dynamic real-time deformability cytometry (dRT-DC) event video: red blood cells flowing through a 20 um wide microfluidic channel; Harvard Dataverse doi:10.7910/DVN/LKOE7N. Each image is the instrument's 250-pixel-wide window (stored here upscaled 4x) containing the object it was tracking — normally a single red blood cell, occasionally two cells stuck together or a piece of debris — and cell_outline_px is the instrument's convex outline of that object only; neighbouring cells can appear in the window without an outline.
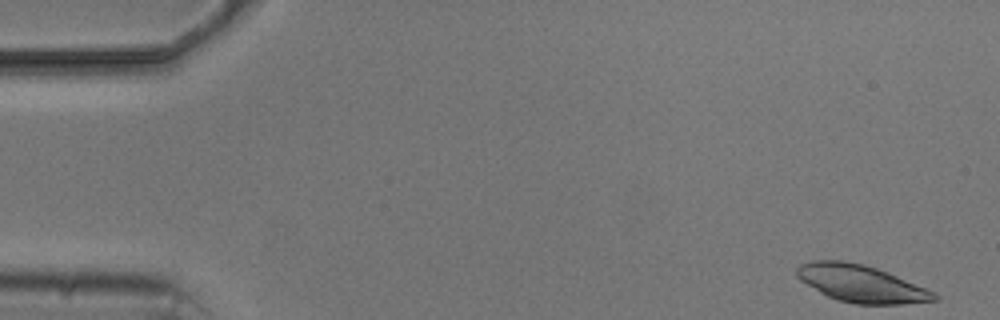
{"species": "common noctule bat (a hibernating species)", "species_latin": "Nyctalus noctula", "temperature_condition": "cold", "stored_images_in_passage": 15, "camera_frame_rate_fps": 3000, "um_per_image_px": 0.085, "animal": {"sex": "male", "body_mass_g": 20.5, "forearm_length_mm": 52.5}, "frame": {"image": 1, "passage_image": 1, "time_ms": 0.0, "image_size_px": [1000, 320], "cell_outline_px": [[940, 300], [904, 304], [856, 304], [836, 300], [820, 292], [800, 280], [796, 276], [796, 268], [800, 264], [812, 260], [840, 260], [864, 264], [876, 268], [936, 292], [940, 296]], "centroid_in_image_um": [73.2, 24.11], "position_along_channel_um": 11.8, "area_um2": 29.82}}
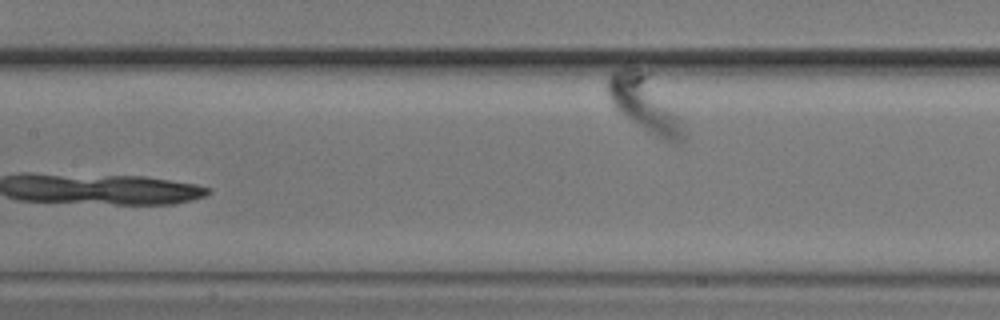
{"frame": {"image": 2, "passage_image": 8, "time_ms": 8.333, "image_size_px": [1000, 320], "cell_outline_px": [[684, 140], [676, 144], [672, 144], [648, 132], [620, 112], [612, 104], [608, 96], [608, 76], [612, 72], [628, 64], [648, 72], [680, 120], [684, 132]], "centroid_in_image_um": [54.76, 8.79], "position_along_channel_um": 152.6, "area_um2": 24.45}}